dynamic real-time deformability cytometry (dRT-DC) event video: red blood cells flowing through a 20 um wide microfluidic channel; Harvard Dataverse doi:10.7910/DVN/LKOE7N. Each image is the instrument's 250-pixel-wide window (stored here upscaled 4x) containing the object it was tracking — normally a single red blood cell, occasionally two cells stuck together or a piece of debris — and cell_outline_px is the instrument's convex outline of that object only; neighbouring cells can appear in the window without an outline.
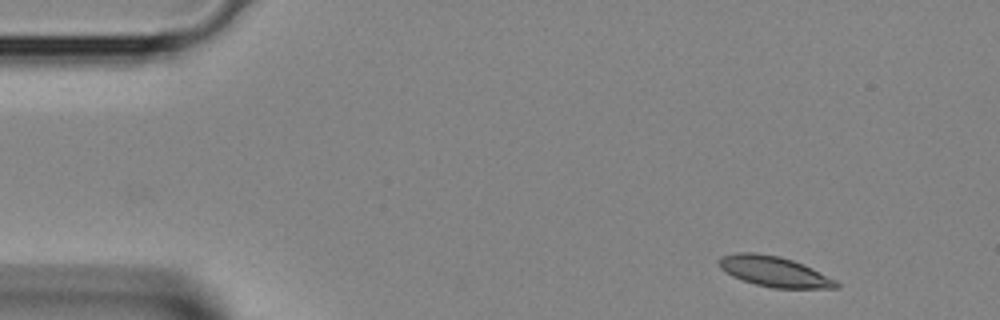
{"species": "Egyptian fruit bat (a non-hibernating species)", "species_latin": "Rousettus aegyptiacus", "temperature_condition": "room temperature", "stored_images_in_passage": 3, "camera_frame_rate_fps": 3000, "um_per_image_px": 0.085, "animal": {"sex": "female"}, "frame": {"image": 1, "passage_image": 1, "time_ms": 0.0, "image_size_px": [1000, 320], "cell_outline_px": [[840, 288], [772, 288], [756, 284], [732, 276], [720, 268], [716, 260], [720, 256], [740, 252], [752, 252], [780, 256], [804, 264], [836, 280], [840, 284]], "centroid_in_image_um": [65.8, 23.07], "position_along_channel_um": 19.2, "area_um2": 20.81}}